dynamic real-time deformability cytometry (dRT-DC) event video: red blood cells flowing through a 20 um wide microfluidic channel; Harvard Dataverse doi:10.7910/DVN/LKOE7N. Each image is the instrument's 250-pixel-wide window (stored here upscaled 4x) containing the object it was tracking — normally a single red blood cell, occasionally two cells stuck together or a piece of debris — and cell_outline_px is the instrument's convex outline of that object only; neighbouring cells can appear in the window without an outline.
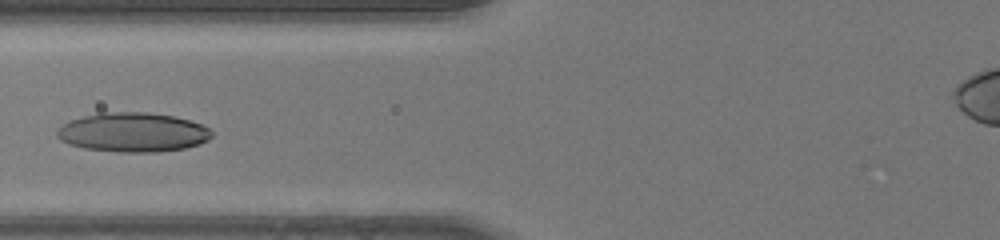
{"species": "human", "species_latin": "Homo sapiens", "temperature_condition": "room temperature", "stored_images_in_passage": 29, "camera_frame_rate_fps": 3000, "um_per_image_px": 0.085, "donor": {"sex": "male"}, "frame": {"image": 1, "passage_image": 5, "time_ms": 1.333, "image_size_px": [1000, 240], "cell_outline_px": [[212, 136], [208, 140], [200, 144], [184, 148], [160, 152], [120, 152], [84, 148], [68, 144], [60, 140], [56, 136], [56, 132], [64, 124], [72, 120], [84, 116], [100, 112], [148, 112], [176, 116], [200, 124], [208, 128], [212, 132]], "centroid_in_image_um": [11.31, 11.25], "position_along_channel_um": 114.5, "area_um2": 35.49}}
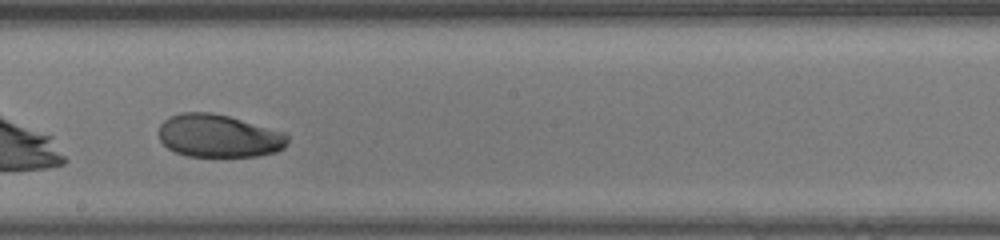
{"frame": {"image": 2, "passage_image": 13, "time_ms": 4.0, "image_size_px": [1000, 240], "cell_outline_px": [[288, 144], [284, 148], [276, 152], [256, 156], [188, 156], [176, 152], [168, 148], [160, 140], [160, 124], [168, 116], [180, 112], [212, 112], [228, 116], [288, 132]], "centroid_in_image_um": [18.63, 11.54], "position_along_channel_um": 229.6, "area_um2": 32.48}}
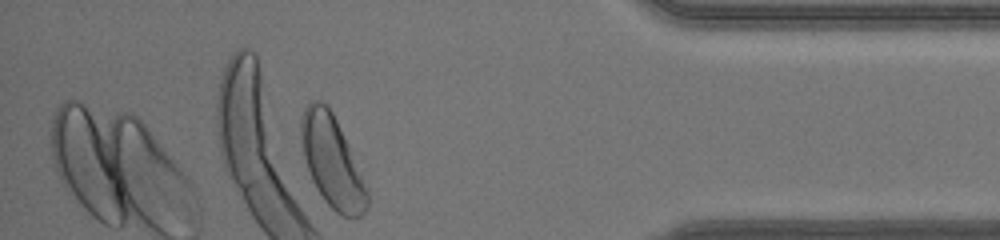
{"frame": {"image": 3, "passage_image": 27, "time_ms": 8.667, "image_size_px": [1000, 240], "cell_outline_px": [[368, 208], [360, 216], [344, 216], [336, 212], [324, 200], [316, 188], [312, 180], [304, 156], [300, 136], [300, 120], [304, 108], [312, 100], [320, 100], [328, 104], [336, 120], [368, 192]], "centroid_in_image_um": [28.18, 13.71], "position_along_channel_um": 407.0, "area_um2": 34.39}}